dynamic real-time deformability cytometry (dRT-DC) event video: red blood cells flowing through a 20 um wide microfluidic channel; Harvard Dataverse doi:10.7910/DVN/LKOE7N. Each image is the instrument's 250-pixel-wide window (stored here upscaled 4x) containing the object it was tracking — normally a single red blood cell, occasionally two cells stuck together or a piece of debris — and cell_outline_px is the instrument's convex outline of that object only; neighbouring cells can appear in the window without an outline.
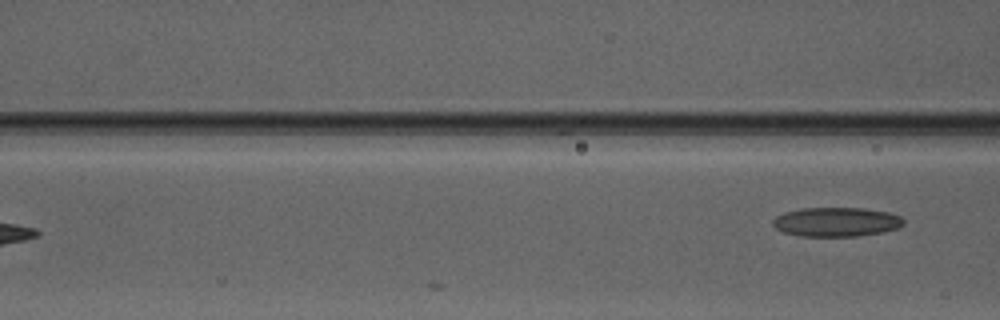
{"species": "Egyptian fruit bat (a non-hibernating species)", "species_latin": "Rousettus aegyptiacus", "temperature_condition": "warm", "stored_images_in_passage": 5, "camera_frame_rate_fps": 3000, "um_per_image_px": 0.085, "animal": {"sex": "male"}, "frame": {"image": 1, "passage_image": 5, "time_ms": 5.0, "image_size_px": [1000, 320], "cell_outline_px": [[904, 224], [896, 228], [884, 232], [860, 236], [800, 236], [784, 232], [776, 228], [772, 224], [772, 220], [776, 216], [784, 212], [804, 208], [864, 208], [888, 212], [900, 216], [904, 220]], "centroid_in_image_um": [71.09, 18.86], "position_along_channel_um": 95.5, "area_um2": 22.31}}